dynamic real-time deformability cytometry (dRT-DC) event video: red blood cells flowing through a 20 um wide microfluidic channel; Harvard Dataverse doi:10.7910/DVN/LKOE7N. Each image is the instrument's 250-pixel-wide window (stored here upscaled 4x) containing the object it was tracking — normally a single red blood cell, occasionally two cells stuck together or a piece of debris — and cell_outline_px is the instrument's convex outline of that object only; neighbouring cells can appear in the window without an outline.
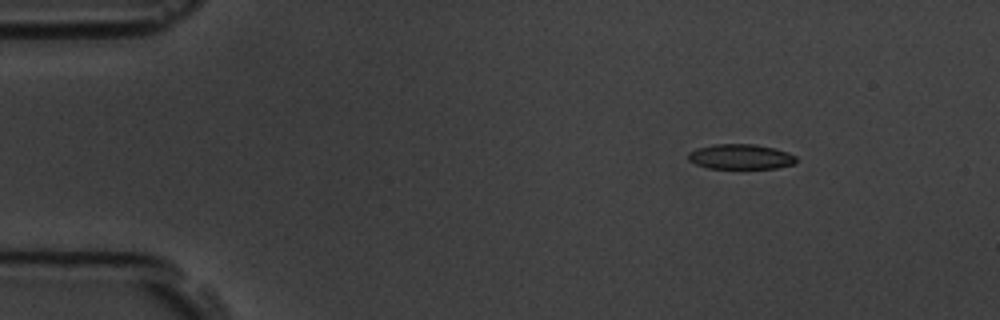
{"species": "common noctule bat (a hibernating species)", "species_latin": "Nyctalus noctula", "temperature_condition": "room temperature", "stored_images_in_passage": 8, "camera_frame_rate_fps": 3000, "um_per_image_px": 0.085, "animal": {"sex": "male", "body_mass_g": 19.5, "forearm_length_mm": 54.6}, "frame": {"image": 1, "passage_image": 3, "time_ms": 2.333, "image_size_px": [1000, 320], "cell_outline_px": [[796, 164], [776, 168], [708, 168], [696, 164], [688, 160], [688, 152], [696, 148], [712, 144], [756, 144], [776, 148], [788, 152], [796, 156]], "centroid_in_image_um": [62.96, 13.31], "position_along_channel_um": 22.0, "area_um2": 15.95}}
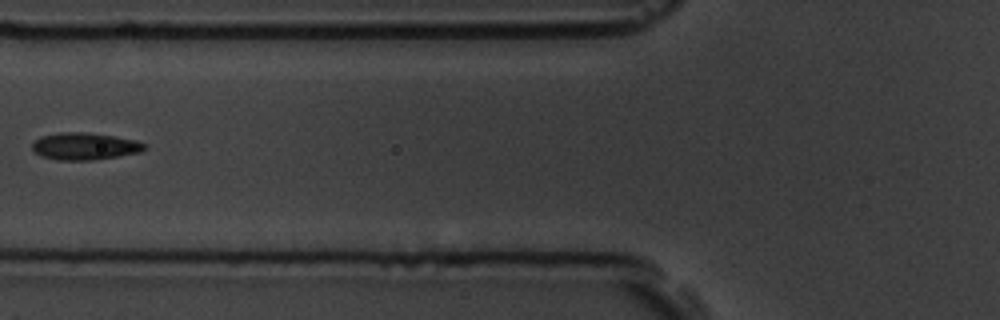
{"frame": {"image": 2, "passage_image": 7, "time_ms": 7.0, "image_size_px": [1000, 320], "cell_outline_px": [[144, 148], [140, 152], [120, 156], [92, 160], [56, 160], [40, 156], [32, 152], [32, 144], [40, 136], [60, 132], [88, 132], [136, 140], [144, 144]], "centroid_in_image_um": [7.13, 12.43], "position_along_channel_um": 118.7, "area_um2": 17.8}}
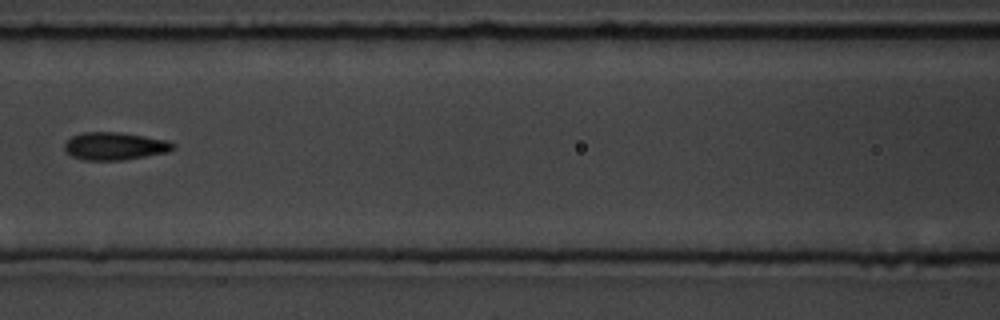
{"frame": {"image": 3, "passage_image": 8, "time_ms": 8.0, "image_size_px": [1000, 320], "cell_outline_px": [[176, 148], [168, 152], [124, 160], [84, 160], [72, 156], [64, 148], [64, 144], [72, 136], [84, 132], [116, 132], [144, 136], [168, 140], [176, 144]], "centroid_in_image_um": [9.79, 12.42], "position_along_channel_um": 156.8, "area_um2": 17.51}}